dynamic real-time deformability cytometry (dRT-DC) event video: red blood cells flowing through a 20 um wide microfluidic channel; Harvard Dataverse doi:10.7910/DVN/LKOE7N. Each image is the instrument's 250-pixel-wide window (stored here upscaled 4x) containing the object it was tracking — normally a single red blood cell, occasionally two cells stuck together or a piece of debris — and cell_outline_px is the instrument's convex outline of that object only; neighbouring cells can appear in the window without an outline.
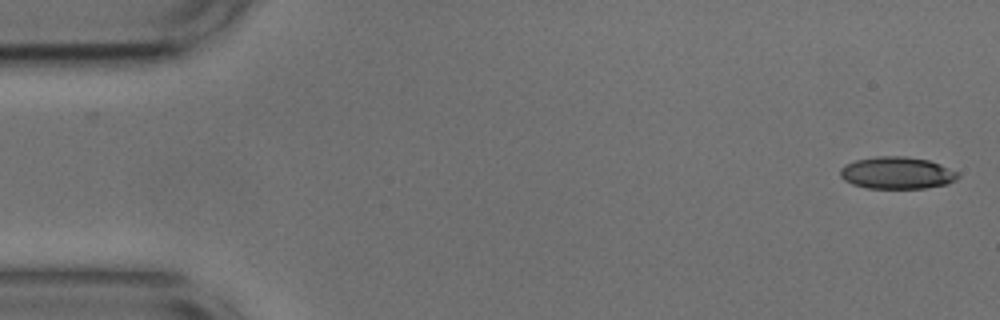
{"species": "common noctule bat (a hibernating species)", "species_latin": "Nyctalus noctula", "temperature_condition": "cold", "stored_images_in_passage": 53, "segment_of_instrument_passage": [1, 2], "camera_frame_rate_fps": 3000, "um_per_image_px": 0.085, "animal": {"sex": "male", "body_mass_g": 17.9, "forearm_length_mm": 54.2}, "frame": {"image": 1, "passage_image": 1, "time_ms": 0.0, "image_size_px": [1000, 320], "cell_outline_px": [[960, 176], [956, 180], [948, 184], [924, 188], [868, 188], [852, 184], [844, 180], [840, 176], [840, 168], [856, 160], [876, 156], [904, 156], [928, 160], [940, 164], [960, 172]], "centroid_in_image_um": [76.28, 14.7], "position_along_channel_um": 8.7, "area_um2": 22.08}}
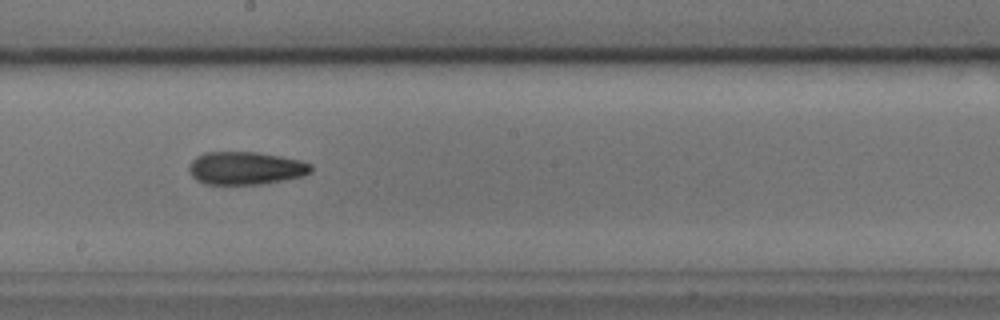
{"frame": {"image": 2, "passage_image": 28, "time_ms": 9.0, "image_size_px": [1000, 320], "cell_outline_px": [[312, 172], [304, 176], [284, 180], [260, 184], [204, 184], [196, 180], [192, 176], [188, 168], [192, 160], [196, 156], [204, 152], [256, 152], [280, 156], [300, 160], [312, 164]], "centroid_in_image_um": [20.89, 14.29], "position_along_channel_um": 227.3, "area_um2": 23.52}}
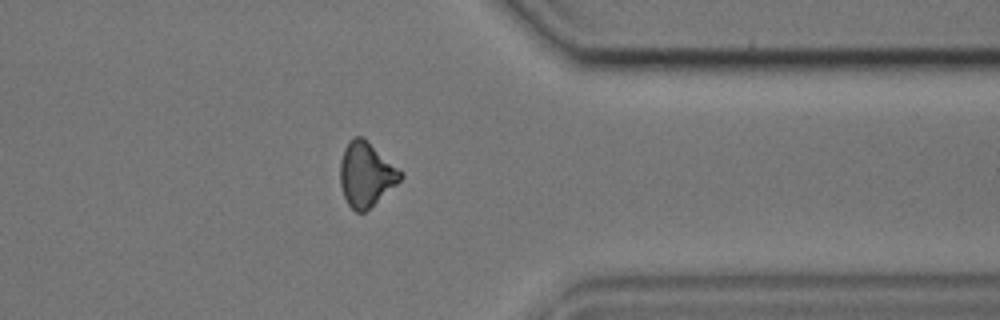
{"frame": {"image": 3, "passage_image": 41, "time_ms": 13.333, "image_size_px": [1000, 320], "cell_outline_px": [[404, 176], [396, 184], [364, 212], [356, 212], [348, 204], [344, 196], [340, 184], [340, 160], [344, 148], [348, 140], [352, 136], [360, 136], [400, 168], [404, 172]], "centroid_in_image_um": [31.1, 14.8], "position_along_channel_um": 380.3, "area_um2": 22.43}}